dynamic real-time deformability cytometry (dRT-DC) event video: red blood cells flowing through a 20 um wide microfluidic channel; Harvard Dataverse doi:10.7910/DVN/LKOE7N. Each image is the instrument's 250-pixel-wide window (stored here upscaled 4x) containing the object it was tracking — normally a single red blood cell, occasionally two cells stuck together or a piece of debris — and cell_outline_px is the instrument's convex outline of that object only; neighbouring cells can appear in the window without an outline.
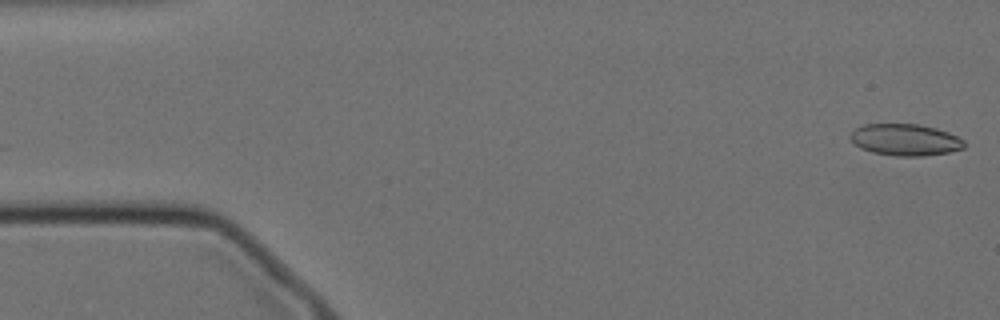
{"species": "Egyptian fruit bat (a non-hibernating species)", "species_latin": "Rousettus aegyptiacus", "temperature_condition": "cold", "stored_images_in_passage": 56, "camera_frame_rate_fps": 3000, "um_per_image_px": 0.085, "animal": {"sex": "female"}, "frame": {"image": 1, "passage_image": 1, "time_ms": 0.0, "image_size_px": [1000, 320], "cell_outline_px": [[964, 148], [948, 152], [924, 156], [896, 156], [872, 152], [860, 148], [848, 136], [856, 128], [864, 124], [920, 124], [936, 128], [948, 132], [964, 140]], "centroid_in_image_um": [76.94, 11.88], "position_along_channel_um": 8.1, "area_um2": 20.98}}
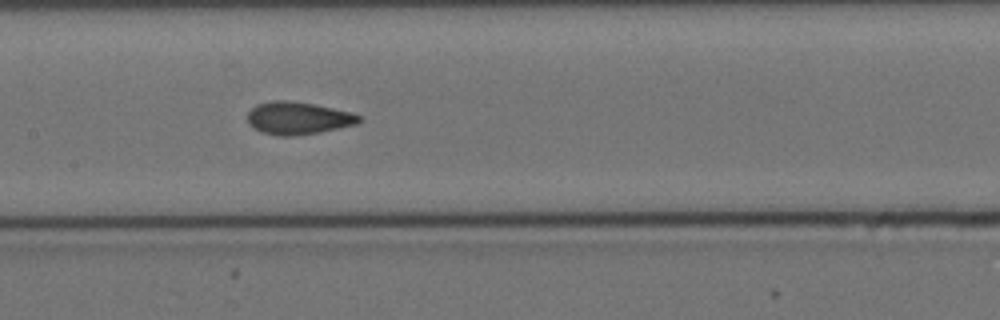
{"frame": {"image": 2, "passage_image": 26, "time_ms": 8.333, "image_size_px": [1000, 320], "cell_outline_px": [[364, 120], [356, 124], [320, 132], [296, 136], [276, 136], [260, 132], [248, 124], [248, 112], [256, 104], [272, 100], [284, 100], [316, 104], [352, 112], [364, 116]], "centroid_in_image_um": [25.36, 10.04], "position_along_channel_um": 182.0, "area_um2": 21.56}}
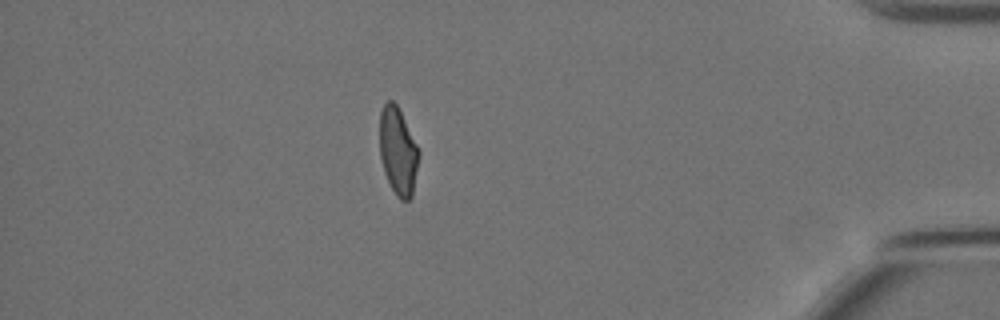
{"frame": {"image": 3, "passage_image": 49, "time_ms": 16.0, "image_size_px": [1000, 320], "cell_outline_px": [[420, 152], [412, 196], [408, 200], [400, 200], [396, 196], [384, 172], [380, 156], [380, 112], [384, 104], [388, 100], [392, 100], [396, 104], [420, 148]], "centroid_in_image_um": [33.84, 12.85], "position_along_channel_um": 401.4, "area_um2": 20.0}, "authors_computed_cell_mechanics": {"area_um2": 20.8947, "velocity_mm_per_s": 3.5011, "shape_relaxation_time_tau1_ms": 10.613, "shape_relaxation_time_tau2_ms": 1.2409, "deformation_change_tau1": 0.2096, "deformation_change_tau2": 0.0674}}